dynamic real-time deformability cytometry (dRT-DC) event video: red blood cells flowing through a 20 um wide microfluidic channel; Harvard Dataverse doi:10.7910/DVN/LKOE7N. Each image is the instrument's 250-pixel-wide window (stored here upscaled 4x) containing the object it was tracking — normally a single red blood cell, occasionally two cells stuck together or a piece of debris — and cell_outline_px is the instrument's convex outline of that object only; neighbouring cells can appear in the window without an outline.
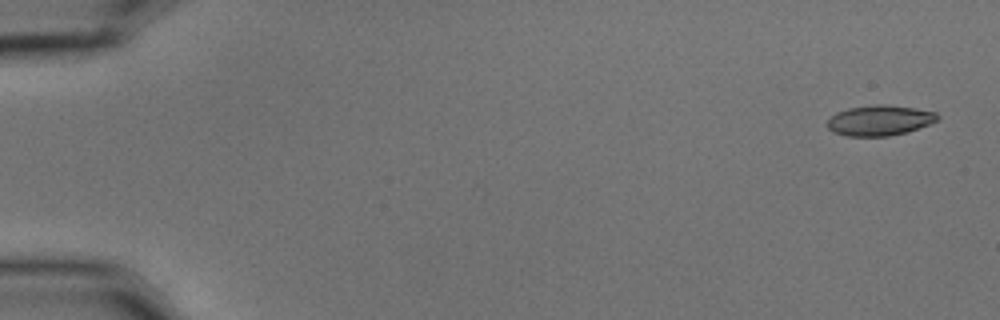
{"species": "common noctule bat (a hibernating species)", "species_latin": "Nyctalus noctula", "temperature_condition": "cold", "stored_images_in_passage": 4, "camera_frame_rate_fps": 3000, "um_per_image_px": 0.085, "animal": {"sex": "male", "body_mass_g": 15.6}, "frame": {"image": 1, "passage_image": 1, "time_ms": 0.0, "image_size_px": [1000, 320], "cell_outline_px": [[940, 120], [908, 132], [888, 136], [848, 136], [836, 132], [828, 128], [828, 120], [836, 112], [848, 108], [876, 104], [888, 104], [916, 108], [936, 112], [940, 116]], "centroid_in_image_um": [74.83, 10.22], "position_along_channel_um": 10.2, "area_um2": 19.59}}